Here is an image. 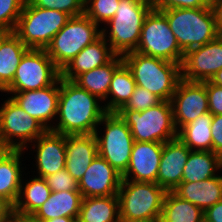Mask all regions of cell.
<instances>
[{
	"label": "cell",
	"instance_id": "cell-24",
	"mask_svg": "<svg viewBox=\"0 0 222 222\" xmlns=\"http://www.w3.org/2000/svg\"><path fill=\"white\" fill-rule=\"evenodd\" d=\"M82 199L79 190L51 192L32 217L42 222L57 217L78 218Z\"/></svg>",
	"mask_w": 222,
	"mask_h": 222
},
{
	"label": "cell",
	"instance_id": "cell-5",
	"mask_svg": "<svg viewBox=\"0 0 222 222\" xmlns=\"http://www.w3.org/2000/svg\"><path fill=\"white\" fill-rule=\"evenodd\" d=\"M101 35V28L85 14L73 16L45 50L55 66L62 71L76 55Z\"/></svg>",
	"mask_w": 222,
	"mask_h": 222
},
{
	"label": "cell",
	"instance_id": "cell-47",
	"mask_svg": "<svg viewBox=\"0 0 222 222\" xmlns=\"http://www.w3.org/2000/svg\"><path fill=\"white\" fill-rule=\"evenodd\" d=\"M5 222H22V215L14 212Z\"/></svg>",
	"mask_w": 222,
	"mask_h": 222
},
{
	"label": "cell",
	"instance_id": "cell-28",
	"mask_svg": "<svg viewBox=\"0 0 222 222\" xmlns=\"http://www.w3.org/2000/svg\"><path fill=\"white\" fill-rule=\"evenodd\" d=\"M222 171V157L213 151H190L181 182H195L217 176Z\"/></svg>",
	"mask_w": 222,
	"mask_h": 222
},
{
	"label": "cell",
	"instance_id": "cell-22",
	"mask_svg": "<svg viewBox=\"0 0 222 222\" xmlns=\"http://www.w3.org/2000/svg\"><path fill=\"white\" fill-rule=\"evenodd\" d=\"M222 171L214 177L195 182H181L172 192L205 211L222 200Z\"/></svg>",
	"mask_w": 222,
	"mask_h": 222
},
{
	"label": "cell",
	"instance_id": "cell-31",
	"mask_svg": "<svg viewBox=\"0 0 222 222\" xmlns=\"http://www.w3.org/2000/svg\"><path fill=\"white\" fill-rule=\"evenodd\" d=\"M136 83L131 71L123 62L112 76L104 107L107 112H118L129 101Z\"/></svg>",
	"mask_w": 222,
	"mask_h": 222
},
{
	"label": "cell",
	"instance_id": "cell-19",
	"mask_svg": "<svg viewBox=\"0 0 222 222\" xmlns=\"http://www.w3.org/2000/svg\"><path fill=\"white\" fill-rule=\"evenodd\" d=\"M190 149L177 137L163 143L156 183L166 191H173L182 179Z\"/></svg>",
	"mask_w": 222,
	"mask_h": 222
},
{
	"label": "cell",
	"instance_id": "cell-2",
	"mask_svg": "<svg viewBox=\"0 0 222 222\" xmlns=\"http://www.w3.org/2000/svg\"><path fill=\"white\" fill-rule=\"evenodd\" d=\"M137 86L171 101L182 79L181 64L131 51L122 56Z\"/></svg>",
	"mask_w": 222,
	"mask_h": 222
},
{
	"label": "cell",
	"instance_id": "cell-39",
	"mask_svg": "<svg viewBox=\"0 0 222 222\" xmlns=\"http://www.w3.org/2000/svg\"><path fill=\"white\" fill-rule=\"evenodd\" d=\"M209 112L212 115H222V86L206 81Z\"/></svg>",
	"mask_w": 222,
	"mask_h": 222
},
{
	"label": "cell",
	"instance_id": "cell-45",
	"mask_svg": "<svg viewBox=\"0 0 222 222\" xmlns=\"http://www.w3.org/2000/svg\"><path fill=\"white\" fill-rule=\"evenodd\" d=\"M212 83L222 86V69H220L210 80Z\"/></svg>",
	"mask_w": 222,
	"mask_h": 222
},
{
	"label": "cell",
	"instance_id": "cell-4",
	"mask_svg": "<svg viewBox=\"0 0 222 222\" xmlns=\"http://www.w3.org/2000/svg\"><path fill=\"white\" fill-rule=\"evenodd\" d=\"M159 11L167 18L169 27L184 53L209 43L219 35L212 7Z\"/></svg>",
	"mask_w": 222,
	"mask_h": 222
},
{
	"label": "cell",
	"instance_id": "cell-3",
	"mask_svg": "<svg viewBox=\"0 0 222 222\" xmlns=\"http://www.w3.org/2000/svg\"><path fill=\"white\" fill-rule=\"evenodd\" d=\"M153 9L151 0H120L115 15L101 28L117 55L135 51L144 20Z\"/></svg>",
	"mask_w": 222,
	"mask_h": 222
},
{
	"label": "cell",
	"instance_id": "cell-11",
	"mask_svg": "<svg viewBox=\"0 0 222 222\" xmlns=\"http://www.w3.org/2000/svg\"><path fill=\"white\" fill-rule=\"evenodd\" d=\"M1 98L0 141L12 150H24L47 129L28 115L10 96Z\"/></svg>",
	"mask_w": 222,
	"mask_h": 222
},
{
	"label": "cell",
	"instance_id": "cell-1",
	"mask_svg": "<svg viewBox=\"0 0 222 222\" xmlns=\"http://www.w3.org/2000/svg\"><path fill=\"white\" fill-rule=\"evenodd\" d=\"M106 113L98 97L60 77L57 116L52 131L63 135L94 134Z\"/></svg>",
	"mask_w": 222,
	"mask_h": 222
},
{
	"label": "cell",
	"instance_id": "cell-27",
	"mask_svg": "<svg viewBox=\"0 0 222 222\" xmlns=\"http://www.w3.org/2000/svg\"><path fill=\"white\" fill-rule=\"evenodd\" d=\"M122 63V55H116L105 65L82 73L73 82L98 97L104 103L107 99L112 76Z\"/></svg>",
	"mask_w": 222,
	"mask_h": 222
},
{
	"label": "cell",
	"instance_id": "cell-34",
	"mask_svg": "<svg viewBox=\"0 0 222 222\" xmlns=\"http://www.w3.org/2000/svg\"><path fill=\"white\" fill-rule=\"evenodd\" d=\"M26 0H0V28L14 32Z\"/></svg>",
	"mask_w": 222,
	"mask_h": 222
},
{
	"label": "cell",
	"instance_id": "cell-44",
	"mask_svg": "<svg viewBox=\"0 0 222 222\" xmlns=\"http://www.w3.org/2000/svg\"><path fill=\"white\" fill-rule=\"evenodd\" d=\"M12 149L0 141V162Z\"/></svg>",
	"mask_w": 222,
	"mask_h": 222
},
{
	"label": "cell",
	"instance_id": "cell-38",
	"mask_svg": "<svg viewBox=\"0 0 222 222\" xmlns=\"http://www.w3.org/2000/svg\"><path fill=\"white\" fill-rule=\"evenodd\" d=\"M153 9L169 10L172 8L211 7L212 0H151Z\"/></svg>",
	"mask_w": 222,
	"mask_h": 222
},
{
	"label": "cell",
	"instance_id": "cell-6",
	"mask_svg": "<svg viewBox=\"0 0 222 222\" xmlns=\"http://www.w3.org/2000/svg\"><path fill=\"white\" fill-rule=\"evenodd\" d=\"M130 128L136 142L165 143L177 138L171 101H162L145 111L117 112Z\"/></svg>",
	"mask_w": 222,
	"mask_h": 222
},
{
	"label": "cell",
	"instance_id": "cell-42",
	"mask_svg": "<svg viewBox=\"0 0 222 222\" xmlns=\"http://www.w3.org/2000/svg\"><path fill=\"white\" fill-rule=\"evenodd\" d=\"M211 7L215 15L219 35H222V0H212Z\"/></svg>",
	"mask_w": 222,
	"mask_h": 222
},
{
	"label": "cell",
	"instance_id": "cell-21",
	"mask_svg": "<svg viewBox=\"0 0 222 222\" xmlns=\"http://www.w3.org/2000/svg\"><path fill=\"white\" fill-rule=\"evenodd\" d=\"M116 55L117 54L101 35L71 60L61 71V78L74 81L82 73L110 62Z\"/></svg>",
	"mask_w": 222,
	"mask_h": 222
},
{
	"label": "cell",
	"instance_id": "cell-16",
	"mask_svg": "<svg viewBox=\"0 0 222 222\" xmlns=\"http://www.w3.org/2000/svg\"><path fill=\"white\" fill-rule=\"evenodd\" d=\"M10 96L28 115L47 130L55 124L60 94V78L51 86L34 91L2 92Z\"/></svg>",
	"mask_w": 222,
	"mask_h": 222
},
{
	"label": "cell",
	"instance_id": "cell-43",
	"mask_svg": "<svg viewBox=\"0 0 222 222\" xmlns=\"http://www.w3.org/2000/svg\"><path fill=\"white\" fill-rule=\"evenodd\" d=\"M14 213V206L7 200L0 198V222H5Z\"/></svg>",
	"mask_w": 222,
	"mask_h": 222
},
{
	"label": "cell",
	"instance_id": "cell-12",
	"mask_svg": "<svg viewBox=\"0 0 222 222\" xmlns=\"http://www.w3.org/2000/svg\"><path fill=\"white\" fill-rule=\"evenodd\" d=\"M61 77L45 49L29 48L20 60L12 83L3 92L34 91L53 85Z\"/></svg>",
	"mask_w": 222,
	"mask_h": 222
},
{
	"label": "cell",
	"instance_id": "cell-37",
	"mask_svg": "<svg viewBox=\"0 0 222 222\" xmlns=\"http://www.w3.org/2000/svg\"><path fill=\"white\" fill-rule=\"evenodd\" d=\"M51 192L78 190V182L73 178L66 168L48 175L44 178Z\"/></svg>",
	"mask_w": 222,
	"mask_h": 222
},
{
	"label": "cell",
	"instance_id": "cell-29",
	"mask_svg": "<svg viewBox=\"0 0 222 222\" xmlns=\"http://www.w3.org/2000/svg\"><path fill=\"white\" fill-rule=\"evenodd\" d=\"M29 48L14 33L10 32L0 44V93L13 81L21 58Z\"/></svg>",
	"mask_w": 222,
	"mask_h": 222
},
{
	"label": "cell",
	"instance_id": "cell-7",
	"mask_svg": "<svg viewBox=\"0 0 222 222\" xmlns=\"http://www.w3.org/2000/svg\"><path fill=\"white\" fill-rule=\"evenodd\" d=\"M70 18L65 12L35 7L26 0L14 33L26 47L46 49Z\"/></svg>",
	"mask_w": 222,
	"mask_h": 222
},
{
	"label": "cell",
	"instance_id": "cell-48",
	"mask_svg": "<svg viewBox=\"0 0 222 222\" xmlns=\"http://www.w3.org/2000/svg\"><path fill=\"white\" fill-rule=\"evenodd\" d=\"M119 222H160V220H127V219H120Z\"/></svg>",
	"mask_w": 222,
	"mask_h": 222
},
{
	"label": "cell",
	"instance_id": "cell-18",
	"mask_svg": "<svg viewBox=\"0 0 222 222\" xmlns=\"http://www.w3.org/2000/svg\"><path fill=\"white\" fill-rule=\"evenodd\" d=\"M163 143L134 141L131 158L122 179L156 183Z\"/></svg>",
	"mask_w": 222,
	"mask_h": 222
},
{
	"label": "cell",
	"instance_id": "cell-25",
	"mask_svg": "<svg viewBox=\"0 0 222 222\" xmlns=\"http://www.w3.org/2000/svg\"><path fill=\"white\" fill-rule=\"evenodd\" d=\"M50 194L51 189L44 178L30 175V172H27L22 179L14 212L24 216H32L49 198Z\"/></svg>",
	"mask_w": 222,
	"mask_h": 222
},
{
	"label": "cell",
	"instance_id": "cell-50",
	"mask_svg": "<svg viewBox=\"0 0 222 222\" xmlns=\"http://www.w3.org/2000/svg\"><path fill=\"white\" fill-rule=\"evenodd\" d=\"M10 32L0 28V44L2 40L9 34Z\"/></svg>",
	"mask_w": 222,
	"mask_h": 222
},
{
	"label": "cell",
	"instance_id": "cell-35",
	"mask_svg": "<svg viewBox=\"0 0 222 222\" xmlns=\"http://www.w3.org/2000/svg\"><path fill=\"white\" fill-rule=\"evenodd\" d=\"M32 6L65 12L71 17L85 12V0H27Z\"/></svg>",
	"mask_w": 222,
	"mask_h": 222
},
{
	"label": "cell",
	"instance_id": "cell-23",
	"mask_svg": "<svg viewBox=\"0 0 222 222\" xmlns=\"http://www.w3.org/2000/svg\"><path fill=\"white\" fill-rule=\"evenodd\" d=\"M24 154V150H11L0 162V198L13 206L18 199L22 179L27 170L22 162L29 156Z\"/></svg>",
	"mask_w": 222,
	"mask_h": 222
},
{
	"label": "cell",
	"instance_id": "cell-33",
	"mask_svg": "<svg viewBox=\"0 0 222 222\" xmlns=\"http://www.w3.org/2000/svg\"><path fill=\"white\" fill-rule=\"evenodd\" d=\"M120 0H85L84 14L102 28L114 15Z\"/></svg>",
	"mask_w": 222,
	"mask_h": 222
},
{
	"label": "cell",
	"instance_id": "cell-14",
	"mask_svg": "<svg viewBox=\"0 0 222 222\" xmlns=\"http://www.w3.org/2000/svg\"><path fill=\"white\" fill-rule=\"evenodd\" d=\"M171 104L173 121L178 132L183 126L209 112L206 81L191 82L181 79L172 96Z\"/></svg>",
	"mask_w": 222,
	"mask_h": 222
},
{
	"label": "cell",
	"instance_id": "cell-20",
	"mask_svg": "<svg viewBox=\"0 0 222 222\" xmlns=\"http://www.w3.org/2000/svg\"><path fill=\"white\" fill-rule=\"evenodd\" d=\"M65 168L79 182L98 154L94 134L65 135Z\"/></svg>",
	"mask_w": 222,
	"mask_h": 222
},
{
	"label": "cell",
	"instance_id": "cell-40",
	"mask_svg": "<svg viewBox=\"0 0 222 222\" xmlns=\"http://www.w3.org/2000/svg\"><path fill=\"white\" fill-rule=\"evenodd\" d=\"M211 130L212 151L222 157V115H213Z\"/></svg>",
	"mask_w": 222,
	"mask_h": 222
},
{
	"label": "cell",
	"instance_id": "cell-15",
	"mask_svg": "<svg viewBox=\"0 0 222 222\" xmlns=\"http://www.w3.org/2000/svg\"><path fill=\"white\" fill-rule=\"evenodd\" d=\"M220 69H222V35L184 54L181 65L182 79L191 82L208 81Z\"/></svg>",
	"mask_w": 222,
	"mask_h": 222
},
{
	"label": "cell",
	"instance_id": "cell-30",
	"mask_svg": "<svg viewBox=\"0 0 222 222\" xmlns=\"http://www.w3.org/2000/svg\"><path fill=\"white\" fill-rule=\"evenodd\" d=\"M212 120L213 115L210 112L204 113L183 126L177 132V137L191 151H212Z\"/></svg>",
	"mask_w": 222,
	"mask_h": 222
},
{
	"label": "cell",
	"instance_id": "cell-49",
	"mask_svg": "<svg viewBox=\"0 0 222 222\" xmlns=\"http://www.w3.org/2000/svg\"><path fill=\"white\" fill-rule=\"evenodd\" d=\"M22 222H42L34 219L32 216H24L22 215Z\"/></svg>",
	"mask_w": 222,
	"mask_h": 222
},
{
	"label": "cell",
	"instance_id": "cell-8",
	"mask_svg": "<svg viewBox=\"0 0 222 222\" xmlns=\"http://www.w3.org/2000/svg\"><path fill=\"white\" fill-rule=\"evenodd\" d=\"M94 135L98 154L123 175L128 168L134 143L130 128L117 112H107Z\"/></svg>",
	"mask_w": 222,
	"mask_h": 222
},
{
	"label": "cell",
	"instance_id": "cell-41",
	"mask_svg": "<svg viewBox=\"0 0 222 222\" xmlns=\"http://www.w3.org/2000/svg\"><path fill=\"white\" fill-rule=\"evenodd\" d=\"M204 222H222V200L204 211Z\"/></svg>",
	"mask_w": 222,
	"mask_h": 222
},
{
	"label": "cell",
	"instance_id": "cell-9",
	"mask_svg": "<svg viewBox=\"0 0 222 222\" xmlns=\"http://www.w3.org/2000/svg\"><path fill=\"white\" fill-rule=\"evenodd\" d=\"M166 193L157 183L122 179L118 190L120 219L160 220Z\"/></svg>",
	"mask_w": 222,
	"mask_h": 222
},
{
	"label": "cell",
	"instance_id": "cell-13",
	"mask_svg": "<svg viewBox=\"0 0 222 222\" xmlns=\"http://www.w3.org/2000/svg\"><path fill=\"white\" fill-rule=\"evenodd\" d=\"M24 152L31 153L29 155H34V157H30H32L31 159H33L35 163L32 161L30 165H33L32 167L35 169L32 171V168L31 171L28 172H33L32 175L34 176L45 178L65 168V135L52 130H46L39 138L28 145L24 149Z\"/></svg>",
	"mask_w": 222,
	"mask_h": 222
},
{
	"label": "cell",
	"instance_id": "cell-26",
	"mask_svg": "<svg viewBox=\"0 0 222 222\" xmlns=\"http://www.w3.org/2000/svg\"><path fill=\"white\" fill-rule=\"evenodd\" d=\"M118 195L85 197L82 199L78 222H119Z\"/></svg>",
	"mask_w": 222,
	"mask_h": 222
},
{
	"label": "cell",
	"instance_id": "cell-32",
	"mask_svg": "<svg viewBox=\"0 0 222 222\" xmlns=\"http://www.w3.org/2000/svg\"><path fill=\"white\" fill-rule=\"evenodd\" d=\"M203 214L199 207L167 191L160 222H204Z\"/></svg>",
	"mask_w": 222,
	"mask_h": 222
},
{
	"label": "cell",
	"instance_id": "cell-46",
	"mask_svg": "<svg viewBox=\"0 0 222 222\" xmlns=\"http://www.w3.org/2000/svg\"><path fill=\"white\" fill-rule=\"evenodd\" d=\"M77 218H71V217H57L53 218L44 222H75Z\"/></svg>",
	"mask_w": 222,
	"mask_h": 222
},
{
	"label": "cell",
	"instance_id": "cell-10",
	"mask_svg": "<svg viewBox=\"0 0 222 222\" xmlns=\"http://www.w3.org/2000/svg\"><path fill=\"white\" fill-rule=\"evenodd\" d=\"M135 51L181 65L185 54L180 49L167 18L156 9H152L146 16Z\"/></svg>",
	"mask_w": 222,
	"mask_h": 222
},
{
	"label": "cell",
	"instance_id": "cell-36",
	"mask_svg": "<svg viewBox=\"0 0 222 222\" xmlns=\"http://www.w3.org/2000/svg\"><path fill=\"white\" fill-rule=\"evenodd\" d=\"M163 100L157 95L149 92L145 88L135 86L134 92L129 101L120 110L145 111L146 109L156 106Z\"/></svg>",
	"mask_w": 222,
	"mask_h": 222
},
{
	"label": "cell",
	"instance_id": "cell-17",
	"mask_svg": "<svg viewBox=\"0 0 222 222\" xmlns=\"http://www.w3.org/2000/svg\"><path fill=\"white\" fill-rule=\"evenodd\" d=\"M122 175L99 154L78 182V190L85 197L118 195Z\"/></svg>",
	"mask_w": 222,
	"mask_h": 222
}]
</instances>
